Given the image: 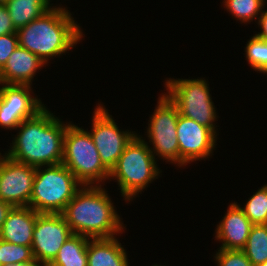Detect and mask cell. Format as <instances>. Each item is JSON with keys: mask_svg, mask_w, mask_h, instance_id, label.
I'll return each mask as SVG.
<instances>
[{"mask_svg": "<svg viewBox=\"0 0 267 266\" xmlns=\"http://www.w3.org/2000/svg\"><path fill=\"white\" fill-rule=\"evenodd\" d=\"M38 212L31 207H12L0 230V239L23 246H31Z\"/></svg>", "mask_w": 267, "mask_h": 266, "instance_id": "obj_16", "label": "cell"}, {"mask_svg": "<svg viewBox=\"0 0 267 266\" xmlns=\"http://www.w3.org/2000/svg\"><path fill=\"white\" fill-rule=\"evenodd\" d=\"M62 215L73 234L89 238H111L125 228L101 185H83Z\"/></svg>", "mask_w": 267, "mask_h": 266, "instance_id": "obj_2", "label": "cell"}, {"mask_svg": "<svg viewBox=\"0 0 267 266\" xmlns=\"http://www.w3.org/2000/svg\"><path fill=\"white\" fill-rule=\"evenodd\" d=\"M54 116L45 106L35 116L22 121L5 155L35 168L62 163L67 125Z\"/></svg>", "mask_w": 267, "mask_h": 266, "instance_id": "obj_1", "label": "cell"}, {"mask_svg": "<svg viewBox=\"0 0 267 266\" xmlns=\"http://www.w3.org/2000/svg\"><path fill=\"white\" fill-rule=\"evenodd\" d=\"M125 249L116 237L91 238L87 246V266H128Z\"/></svg>", "mask_w": 267, "mask_h": 266, "instance_id": "obj_17", "label": "cell"}, {"mask_svg": "<svg viewBox=\"0 0 267 266\" xmlns=\"http://www.w3.org/2000/svg\"><path fill=\"white\" fill-rule=\"evenodd\" d=\"M165 83L167 96L180 115L216 132V110L205 79H169Z\"/></svg>", "mask_w": 267, "mask_h": 266, "instance_id": "obj_7", "label": "cell"}, {"mask_svg": "<svg viewBox=\"0 0 267 266\" xmlns=\"http://www.w3.org/2000/svg\"><path fill=\"white\" fill-rule=\"evenodd\" d=\"M137 134L126 145L115 167L110 171L117 178L120 192L130 201L160 174L150 146Z\"/></svg>", "mask_w": 267, "mask_h": 266, "instance_id": "obj_5", "label": "cell"}, {"mask_svg": "<svg viewBox=\"0 0 267 266\" xmlns=\"http://www.w3.org/2000/svg\"><path fill=\"white\" fill-rule=\"evenodd\" d=\"M72 234L62 214L39 213L31 245L34 258L48 266Z\"/></svg>", "mask_w": 267, "mask_h": 266, "instance_id": "obj_10", "label": "cell"}, {"mask_svg": "<svg viewBox=\"0 0 267 266\" xmlns=\"http://www.w3.org/2000/svg\"><path fill=\"white\" fill-rule=\"evenodd\" d=\"M44 64L34 53L18 45L0 70V84L31 85L37 70Z\"/></svg>", "mask_w": 267, "mask_h": 266, "instance_id": "obj_15", "label": "cell"}, {"mask_svg": "<svg viewBox=\"0 0 267 266\" xmlns=\"http://www.w3.org/2000/svg\"><path fill=\"white\" fill-rule=\"evenodd\" d=\"M241 209L254 225L267 224V184L254 193Z\"/></svg>", "mask_w": 267, "mask_h": 266, "instance_id": "obj_21", "label": "cell"}, {"mask_svg": "<svg viewBox=\"0 0 267 266\" xmlns=\"http://www.w3.org/2000/svg\"><path fill=\"white\" fill-rule=\"evenodd\" d=\"M4 156L0 155V200L12 207L29 206L36 168Z\"/></svg>", "mask_w": 267, "mask_h": 266, "instance_id": "obj_11", "label": "cell"}, {"mask_svg": "<svg viewBox=\"0 0 267 266\" xmlns=\"http://www.w3.org/2000/svg\"><path fill=\"white\" fill-rule=\"evenodd\" d=\"M258 266H267V261L264 262L263 264L258 265Z\"/></svg>", "mask_w": 267, "mask_h": 266, "instance_id": "obj_32", "label": "cell"}, {"mask_svg": "<svg viewBox=\"0 0 267 266\" xmlns=\"http://www.w3.org/2000/svg\"><path fill=\"white\" fill-rule=\"evenodd\" d=\"M79 187L82 184L62 163L44 170L37 167L29 207L38 213L62 214Z\"/></svg>", "mask_w": 267, "mask_h": 266, "instance_id": "obj_4", "label": "cell"}, {"mask_svg": "<svg viewBox=\"0 0 267 266\" xmlns=\"http://www.w3.org/2000/svg\"><path fill=\"white\" fill-rule=\"evenodd\" d=\"M242 250L254 266L267 261V224L252 226L247 243Z\"/></svg>", "mask_w": 267, "mask_h": 266, "instance_id": "obj_20", "label": "cell"}, {"mask_svg": "<svg viewBox=\"0 0 267 266\" xmlns=\"http://www.w3.org/2000/svg\"><path fill=\"white\" fill-rule=\"evenodd\" d=\"M214 258L217 266H254L243 250L219 249Z\"/></svg>", "mask_w": 267, "mask_h": 266, "instance_id": "obj_25", "label": "cell"}, {"mask_svg": "<svg viewBox=\"0 0 267 266\" xmlns=\"http://www.w3.org/2000/svg\"><path fill=\"white\" fill-rule=\"evenodd\" d=\"M11 208L12 206L10 204L0 200V230L2 229L3 223L6 220V216Z\"/></svg>", "mask_w": 267, "mask_h": 266, "instance_id": "obj_29", "label": "cell"}, {"mask_svg": "<svg viewBox=\"0 0 267 266\" xmlns=\"http://www.w3.org/2000/svg\"><path fill=\"white\" fill-rule=\"evenodd\" d=\"M1 266L34 259L31 246L17 245L0 239Z\"/></svg>", "mask_w": 267, "mask_h": 266, "instance_id": "obj_24", "label": "cell"}, {"mask_svg": "<svg viewBox=\"0 0 267 266\" xmlns=\"http://www.w3.org/2000/svg\"><path fill=\"white\" fill-rule=\"evenodd\" d=\"M19 45L17 33L0 36V70L5 66L7 59Z\"/></svg>", "mask_w": 267, "mask_h": 266, "instance_id": "obj_26", "label": "cell"}, {"mask_svg": "<svg viewBox=\"0 0 267 266\" xmlns=\"http://www.w3.org/2000/svg\"><path fill=\"white\" fill-rule=\"evenodd\" d=\"M99 104L94 111L90 136L95 144L100 160L110 172L122 155L126 145L136 135L118 129L112 116Z\"/></svg>", "mask_w": 267, "mask_h": 266, "instance_id": "obj_9", "label": "cell"}, {"mask_svg": "<svg viewBox=\"0 0 267 266\" xmlns=\"http://www.w3.org/2000/svg\"><path fill=\"white\" fill-rule=\"evenodd\" d=\"M258 19V24L260 25L261 32L256 34L260 39L267 41V11H262Z\"/></svg>", "mask_w": 267, "mask_h": 266, "instance_id": "obj_28", "label": "cell"}, {"mask_svg": "<svg viewBox=\"0 0 267 266\" xmlns=\"http://www.w3.org/2000/svg\"><path fill=\"white\" fill-rule=\"evenodd\" d=\"M253 225L237 202L230 203L216 229L215 238L222 242L220 249L242 250Z\"/></svg>", "mask_w": 267, "mask_h": 266, "instance_id": "obj_14", "label": "cell"}, {"mask_svg": "<svg viewBox=\"0 0 267 266\" xmlns=\"http://www.w3.org/2000/svg\"><path fill=\"white\" fill-rule=\"evenodd\" d=\"M157 103L146 132L150 138L149 142L153 144V148H150L151 152L167 162L179 164V145L176 133L179 111L166 93L159 97Z\"/></svg>", "mask_w": 267, "mask_h": 266, "instance_id": "obj_8", "label": "cell"}, {"mask_svg": "<svg viewBox=\"0 0 267 266\" xmlns=\"http://www.w3.org/2000/svg\"><path fill=\"white\" fill-rule=\"evenodd\" d=\"M17 33L5 5L0 4V36Z\"/></svg>", "mask_w": 267, "mask_h": 266, "instance_id": "obj_27", "label": "cell"}, {"mask_svg": "<svg viewBox=\"0 0 267 266\" xmlns=\"http://www.w3.org/2000/svg\"><path fill=\"white\" fill-rule=\"evenodd\" d=\"M66 8L52 7L17 30L19 46L48 63L49 58L69 51L83 37L80 26Z\"/></svg>", "mask_w": 267, "mask_h": 266, "instance_id": "obj_3", "label": "cell"}, {"mask_svg": "<svg viewBox=\"0 0 267 266\" xmlns=\"http://www.w3.org/2000/svg\"><path fill=\"white\" fill-rule=\"evenodd\" d=\"M266 0H224V5L237 20L251 22L262 13Z\"/></svg>", "mask_w": 267, "mask_h": 266, "instance_id": "obj_22", "label": "cell"}, {"mask_svg": "<svg viewBox=\"0 0 267 266\" xmlns=\"http://www.w3.org/2000/svg\"><path fill=\"white\" fill-rule=\"evenodd\" d=\"M5 6L16 30L34 21L51 8L46 0H8Z\"/></svg>", "mask_w": 267, "mask_h": 266, "instance_id": "obj_19", "label": "cell"}, {"mask_svg": "<svg viewBox=\"0 0 267 266\" xmlns=\"http://www.w3.org/2000/svg\"><path fill=\"white\" fill-rule=\"evenodd\" d=\"M246 58L255 71L267 74V41L254 35L245 48Z\"/></svg>", "mask_w": 267, "mask_h": 266, "instance_id": "obj_23", "label": "cell"}, {"mask_svg": "<svg viewBox=\"0 0 267 266\" xmlns=\"http://www.w3.org/2000/svg\"><path fill=\"white\" fill-rule=\"evenodd\" d=\"M0 88V126L17 129L25 119L35 116L45 106L30 95L31 85L2 84Z\"/></svg>", "mask_w": 267, "mask_h": 266, "instance_id": "obj_12", "label": "cell"}, {"mask_svg": "<svg viewBox=\"0 0 267 266\" xmlns=\"http://www.w3.org/2000/svg\"><path fill=\"white\" fill-rule=\"evenodd\" d=\"M62 164L65 165L83 185H93L109 179L110 172L100 160L98 150L90 132L67 124L63 140Z\"/></svg>", "mask_w": 267, "mask_h": 266, "instance_id": "obj_6", "label": "cell"}, {"mask_svg": "<svg viewBox=\"0 0 267 266\" xmlns=\"http://www.w3.org/2000/svg\"><path fill=\"white\" fill-rule=\"evenodd\" d=\"M8 0H0V4L5 5L7 3Z\"/></svg>", "mask_w": 267, "mask_h": 266, "instance_id": "obj_31", "label": "cell"}, {"mask_svg": "<svg viewBox=\"0 0 267 266\" xmlns=\"http://www.w3.org/2000/svg\"><path fill=\"white\" fill-rule=\"evenodd\" d=\"M90 239L72 234L48 266H87V246Z\"/></svg>", "mask_w": 267, "mask_h": 266, "instance_id": "obj_18", "label": "cell"}, {"mask_svg": "<svg viewBox=\"0 0 267 266\" xmlns=\"http://www.w3.org/2000/svg\"><path fill=\"white\" fill-rule=\"evenodd\" d=\"M46 266L45 264H41L37 259H33L31 261L27 262H19V263H13V264H6L4 266Z\"/></svg>", "mask_w": 267, "mask_h": 266, "instance_id": "obj_30", "label": "cell"}, {"mask_svg": "<svg viewBox=\"0 0 267 266\" xmlns=\"http://www.w3.org/2000/svg\"><path fill=\"white\" fill-rule=\"evenodd\" d=\"M179 165L208 158L215 148L216 132L179 114L177 121Z\"/></svg>", "mask_w": 267, "mask_h": 266, "instance_id": "obj_13", "label": "cell"}]
</instances>
